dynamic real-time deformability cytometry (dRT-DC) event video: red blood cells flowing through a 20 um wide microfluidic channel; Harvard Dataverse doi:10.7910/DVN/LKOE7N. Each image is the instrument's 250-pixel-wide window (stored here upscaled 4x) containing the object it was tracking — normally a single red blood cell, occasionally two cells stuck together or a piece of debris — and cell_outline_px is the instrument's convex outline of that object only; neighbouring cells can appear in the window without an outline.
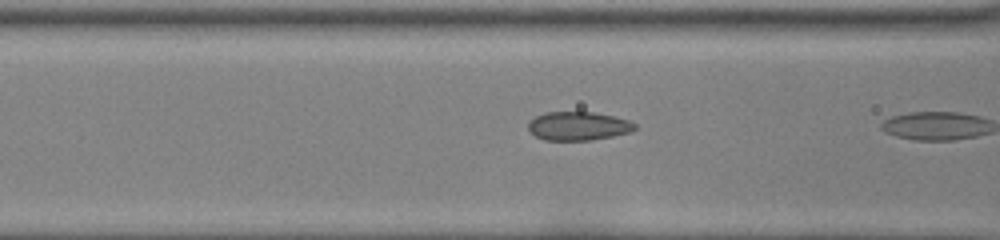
{"species": "common noctule bat (a hibernating species)", "species_latin": "Nyctalus noctula", "temperature_condition": "room temperature", "stored_images_in_passage": 8, "camera_frame_rate_fps": 3000, "um_per_image_px": 0.085, "animal": {"sex": "female", "body_mass_g": 22.0, "forearm_length_mm": 56.7}, "frame": {"image": 1, "passage_image": 7, "time_ms": 2.0, "image_size_px": [1000, 240], "cell_outline_px": [[636, 128], [632, 132], [592, 140], [544, 140], [536, 136], [528, 128], [528, 124], [536, 116], [544, 112], [592, 112], [612, 116], [628, 120], [636, 124]], "centroid_in_image_um": [49.17, 10.71], "position_along_channel_um": 117.4, "area_um2": 17.69}}